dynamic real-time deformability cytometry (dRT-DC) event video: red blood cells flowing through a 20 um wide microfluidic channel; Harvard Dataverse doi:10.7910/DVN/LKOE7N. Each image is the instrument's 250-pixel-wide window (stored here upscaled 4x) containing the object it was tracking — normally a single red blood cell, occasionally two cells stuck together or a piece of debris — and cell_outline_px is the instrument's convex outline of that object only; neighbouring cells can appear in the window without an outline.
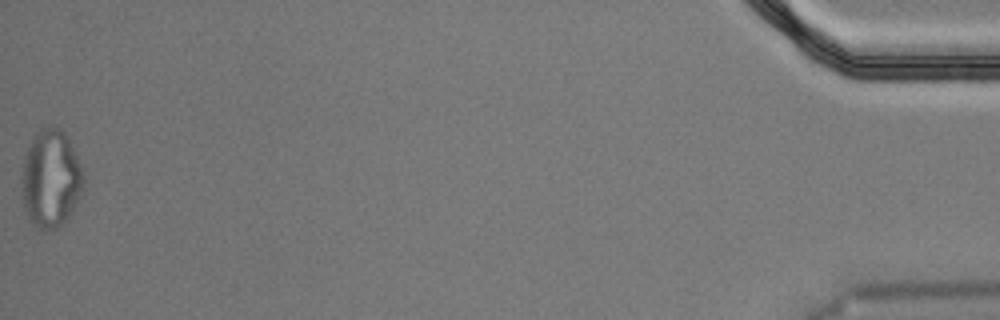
{"species": "Egyptian fruit bat (a non-hibernating species)", "species_latin": "Rousettus aegyptiacus", "temperature_condition": "cold", "stored_images_in_passage": 56, "segment_of_instrument_passage": [2, 2], "camera_frame_rate_fps": 3000, "um_per_image_px": 0.085, "animal": {"sex": "male"}, "frame": {"image": 1, "passage_image": 56, "time_ms": 18.333, "image_size_px": [1000, 320], "cell_outline_px": [[84, 188], [68, 220], [60, 228], [40, 228], [32, 224], [28, 220], [24, 204], [20, 180], [20, 176], [24, 156], [36, 132], [40, 128], [48, 124], [52, 124], [64, 132], [76, 156], [84, 176]], "centroid_in_image_um": [4.3, 15.19], "position_along_channel_um": 430.9, "area_um2": 35.55}}